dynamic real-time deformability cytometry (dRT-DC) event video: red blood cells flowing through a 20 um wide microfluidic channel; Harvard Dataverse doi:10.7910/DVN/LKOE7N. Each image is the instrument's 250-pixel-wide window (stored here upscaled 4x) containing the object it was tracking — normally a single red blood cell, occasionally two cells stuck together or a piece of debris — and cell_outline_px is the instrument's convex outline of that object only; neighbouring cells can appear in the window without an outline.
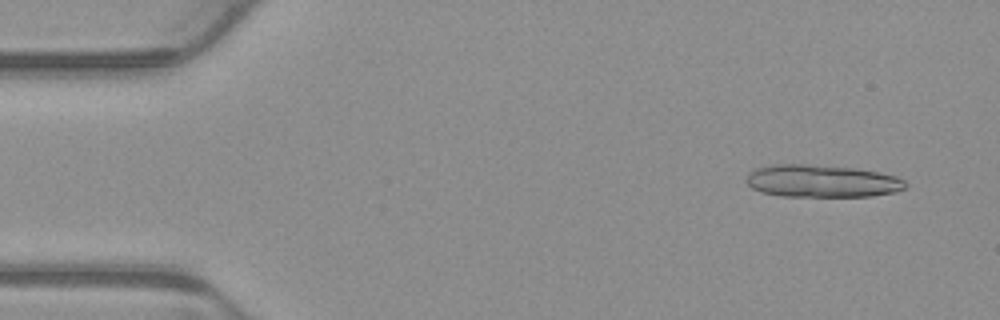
{"species": "common noctule bat (a hibernating species)", "species_latin": "Nyctalus noctula", "temperature_condition": "warm", "stored_images_in_passage": 4, "camera_frame_rate_fps": 3000, "um_per_image_px": 0.085, "animal": {"sex": "male", "body_mass_g": 23.1, "forearm_length_mm": 52.7}, "frame": {"image": 1, "passage_image": 1, "time_ms": 0.0, "image_size_px": [1000, 320], "cell_outline_px": [[908, 184], [904, 188], [896, 192], [872, 196], [780, 196], [760, 192], [752, 188], [748, 184], [748, 172], [756, 168], [772, 164], [804, 164], [856, 168], [880, 172], [896, 176], [904, 180]], "centroid_in_image_um": [69.87, 15.39], "position_along_channel_um": 15.1, "area_um2": 30.23}}